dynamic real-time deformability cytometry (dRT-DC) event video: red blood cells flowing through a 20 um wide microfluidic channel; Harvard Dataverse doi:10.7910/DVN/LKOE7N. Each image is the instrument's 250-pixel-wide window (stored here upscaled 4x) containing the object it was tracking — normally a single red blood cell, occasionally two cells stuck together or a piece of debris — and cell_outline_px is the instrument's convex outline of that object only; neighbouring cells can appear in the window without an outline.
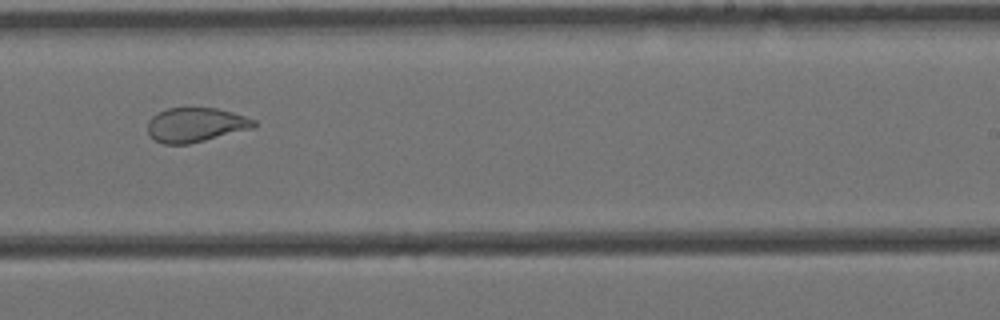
{"species": "Egyptian fruit bat (a non-hibernating species)", "species_latin": "Rousettus aegyptiacus", "temperature_condition": "cold", "stored_images_in_passage": 16, "camera_frame_rate_fps": 3000, "um_per_image_px": 0.085, "animal": {"sex": "female"}, "frame": {"image": 1, "passage_image": 10, "time_ms": 3.0, "image_size_px": [1000, 320], "cell_outline_px": [[256, 124], [252, 128], [188, 144], [164, 144], [156, 140], [148, 132], [148, 120], [152, 116], [168, 108], [216, 108], [232, 112], [256, 120]], "centroid_in_image_um": [16.62, 10.6], "position_along_channel_um": 272.4, "area_um2": 20.92}}